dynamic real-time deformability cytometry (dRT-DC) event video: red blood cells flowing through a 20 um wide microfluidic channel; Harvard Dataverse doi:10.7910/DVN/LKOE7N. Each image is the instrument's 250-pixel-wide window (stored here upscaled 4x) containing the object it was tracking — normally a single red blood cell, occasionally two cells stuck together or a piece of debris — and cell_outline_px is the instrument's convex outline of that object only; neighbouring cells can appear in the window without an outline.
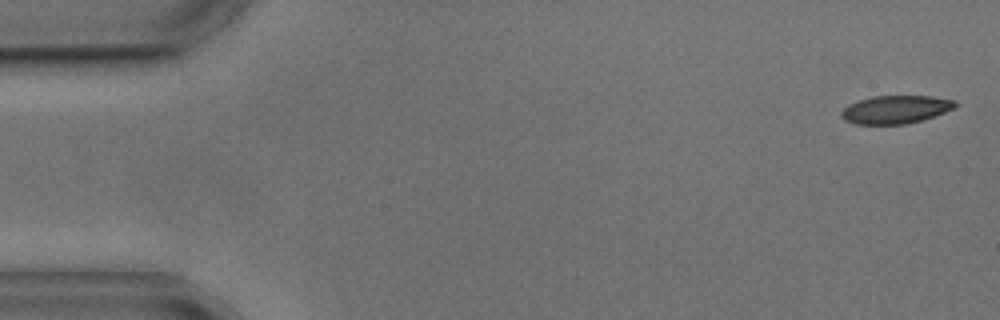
{"species": "common noctule bat (a hibernating species)", "species_latin": "Nyctalus noctula", "temperature_condition": "cold", "stored_images_in_passage": 4, "camera_frame_rate_fps": 3000, "um_per_image_px": 0.085, "animal": {"sex": "male", "body_mass_g": 17.9, "forearm_length_mm": 54.2}, "frame": {"image": 1, "passage_image": 1, "time_ms": 0.0, "image_size_px": [1000, 320], "cell_outline_px": [[960, 104], [956, 108], [920, 120], [904, 124], [856, 124], [844, 120], [840, 116], [840, 112], [848, 104], [872, 96], [932, 96], [956, 100]], "centroid_in_image_um": [76.14, 9.3], "position_along_channel_um": 8.9, "area_um2": 18.67}}
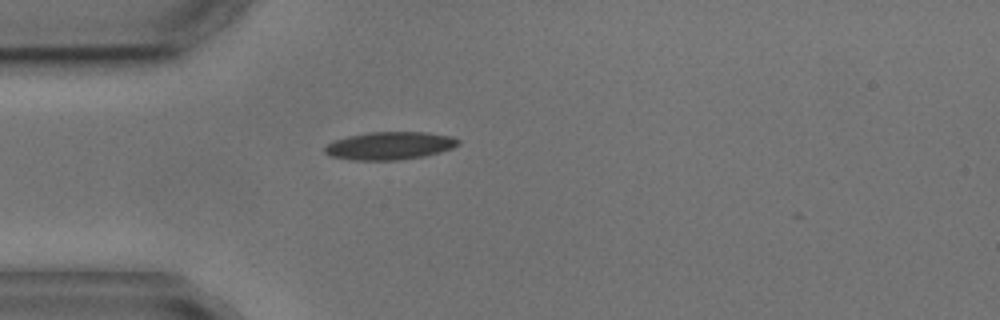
{"frame": {"image": 2, "passage_image": 4, "time_ms": 4.333, "image_size_px": [1000, 320], "cell_outline_px": [[460, 144], [452, 148], [440, 152], [424, 156], [396, 160], [352, 160], [328, 156], [324, 152], [324, 148], [328, 144], [336, 140], [348, 136], [368, 132], [424, 132], [452, 136], [460, 140]], "centroid_in_image_um": [33.12, 12.39], "position_along_channel_um": 51.9, "area_um2": 21.68}}